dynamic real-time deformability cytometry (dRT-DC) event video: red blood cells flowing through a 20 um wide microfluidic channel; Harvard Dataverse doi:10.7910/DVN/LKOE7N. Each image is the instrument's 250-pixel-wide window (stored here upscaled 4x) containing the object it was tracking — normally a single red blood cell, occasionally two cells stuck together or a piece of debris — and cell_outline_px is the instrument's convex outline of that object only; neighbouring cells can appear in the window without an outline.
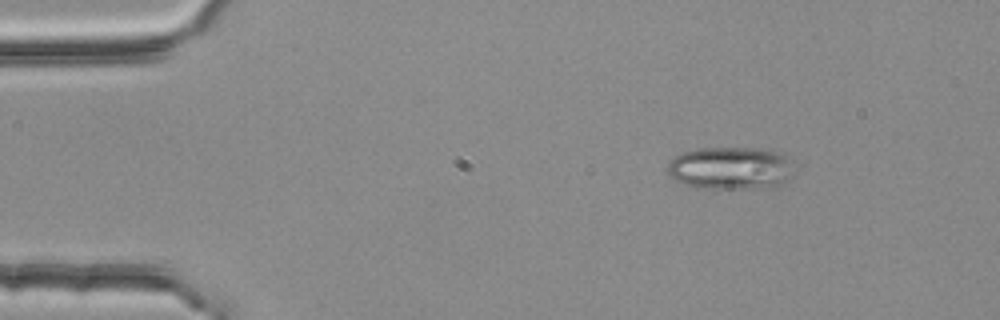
{"species": "common noctule bat (a hibernating species)", "species_latin": "Nyctalus noctula", "temperature_condition": "room temperature", "stored_images_in_passage": 44, "camera_frame_rate_fps": 3000, "um_per_image_px": 0.085, "animal": {"sex": "female", "body_mass_g": 25.1}, "frame": {"image": 1, "passage_image": 1, "time_ms": 0.0, "image_size_px": [1000, 320], "cell_outline_px": [[792, 176], [780, 184], [752, 188], [696, 188], [676, 180], [668, 176], [664, 168], [680, 152], [700, 148], [772, 148], [780, 152], [784, 156]], "centroid_in_image_um": [62.0, 14.27], "position_along_channel_um": 23.0, "area_um2": 31.27}}
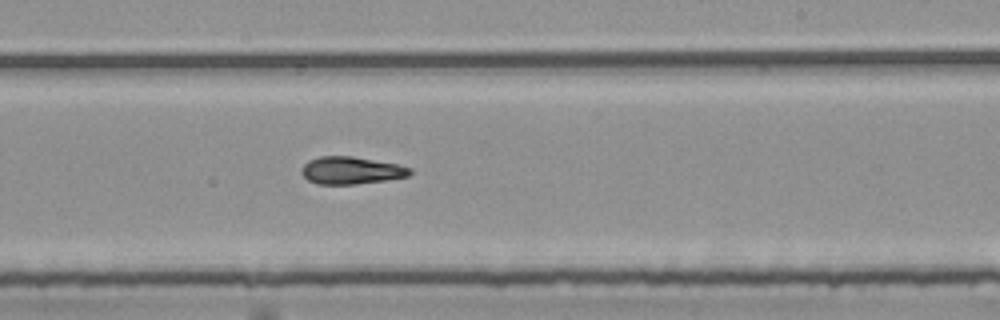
{"frame": {"image": 2, "passage_image": 26, "time_ms": 8.333, "image_size_px": [1000, 320], "cell_outline_px": [[412, 172], [408, 176], [384, 180], [356, 184], [316, 184], [308, 180], [300, 172], [300, 168], [308, 160], [320, 156], [352, 156], [396, 164], [412, 168]], "centroid_in_image_um": [29.8, 14.48], "position_along_channel_um": 259.2, "area_um2": 17.28}}
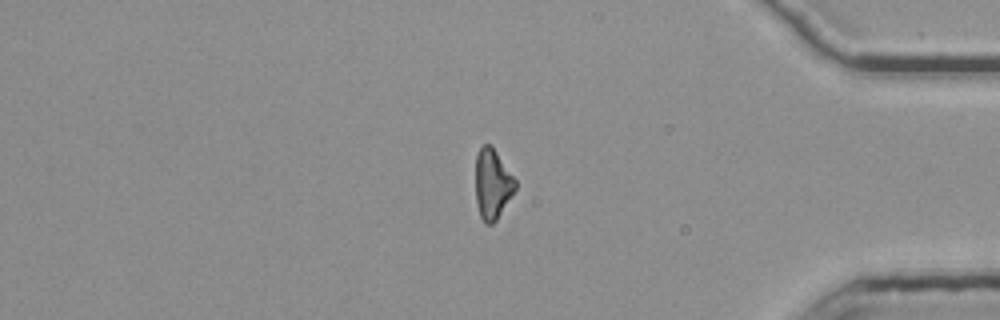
{"frame": {"image": 3, "passage_image": 39, "time_ms": 12.667, "image_size_px": [1000, 320], "cell_outline_px": [[516, 188], [496, 220], [492, 224], [484, 224], [480, 216], [476, 200], [476, 156], [480, 148], [484, 144], [488, 144], [496, 152], [516, 180]], "centroid_in_image_um": [41.84, 15.67], "position_along_channel_um": 393.4, "area_um2": 15.9}, "authors_computed_cell_mechanics": {"area_um2": 17.3978, "velocity_mm_per_s": 3.773, "shape_relaxation_time_tau1_ms": 10.1944, "shape_relaxation_time_tau2_ms": 7.7835, "deformation_change_tau1": 0.2295, "deformation_change_tau2": 0.1617}}